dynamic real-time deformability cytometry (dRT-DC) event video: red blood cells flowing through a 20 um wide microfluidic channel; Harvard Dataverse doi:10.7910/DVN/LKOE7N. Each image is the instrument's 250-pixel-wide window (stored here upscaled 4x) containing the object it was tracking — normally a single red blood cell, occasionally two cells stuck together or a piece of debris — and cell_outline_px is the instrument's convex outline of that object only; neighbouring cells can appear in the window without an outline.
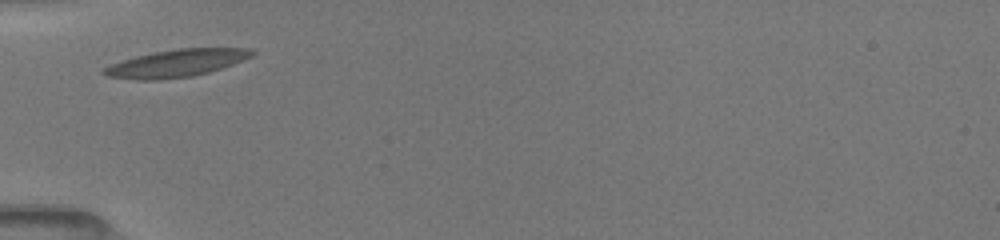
{"species": "common noctule bat (a hibernating species)", "species_latin": "Nyctalus noctula", "temperature_condition": "room temperature", "stored_images_in_passage": 2, "camera_frame_rate_fps": 3000, "um_per_image_px": 0.085, "animal": {"sex": "female", "body_mass_g": 19.5, "forearm_length_mm": 54.1}, "frame": {"image": 1, "passage_image": 1, "time_ms": 0.0, "image_size_px": [1000, 240], "cell_outline_px": [[256, 52], [252, 56], [232, 64], [208, 72], [192, 76], [160, 80], [136, 80], [108, 76], [100, 72], [104, 68], [112, 64], [136, 56], [156, 52], [180, 48], [252, 48]], "centroid_in_image_um": [15.0, 5.38], "position_along_channel_um": 70.0, "area_um2": 23.41}}